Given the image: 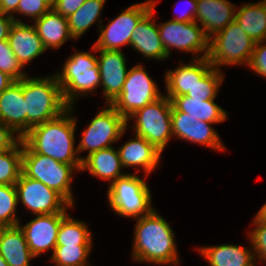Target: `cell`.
I'll list each match as a JSON object with an SVG mask.
<instances>
[{"mask_svg": "<svg viewBox=\"0 0 266 266\" xmlns=\"http://www.w3.org/2000/svg\"><path fill=\"white\" fill-rule=\"evenodd\" d=\"M70 106L58 117L31 128L22 140L35 152L49 156L56 161L73 165L81 171L82 157L75 148L76 118L70 115Z\"/></svg>", "mask_w": 266, "mask_h": 266, "instance_id": "cell-1", "label": "cell"}, {"mask_svg": "<svg viewBox=\"0 0 266 266\" xmlns=\"http://www.w3.org/2000/svg\"><path fill=\"white\" fill-rule=\"evenodd\" d=\"M136 220L133 260L157 265L179 264L175 233L169 223L157 214L156 209Z\"/></svg>", "mask_w": 266, "mask_h": 266, "instance_id": "cell-2", "label": "cell"}, {"mask_svg": "<svg viewBox=\"0 0 266 266\" xmlns=\"http://www.w3.org/2000/svg\"><path fill=\"white\" fill-rule=\"evenodd\" d=\"M26 133L33 127L54 119L70 106L65 102L56 75L23 78Z\"/></svg>", "mask_w": 266, "mask_h": 266, "instance_id": "cell-3", "label": "cell"}, {"mask_svg": "<svg viewBox=\"0 0 266 266\" xmlns=\"http://www.w3.org/2000/svg\"><path fill=\"white\" fill-rule=\"evenodd\" d=\"M55 75L69 106L74 105L76 97L94 92L101 83L98 58L91 52H75L64 63L62 72Z\"/></svg>", "mask_w": 266, "mask_h": 266, "instance_id": "cell-4", "label": "cell"}, {"mask_svg": "<svg viewBox=\"0 0 266 266\" xmlns=\"http://www.w3.org/2000/svg\"><path fill=\"white\" fill-rule=\"evenodd\" d=\"M77 170L73 165L56 161L55 159L35 153L24 141L22 152V173L41 181L49 188L61 194L72 206L74 199L71 190L73 174Z\"/></svg>", "mask_w": 266, "mask_h": 266, "instance_id": "cell-5", "label": "cell"}, {"mask_svg": "<svg viewBox=\"0 0 266 266\" xmlns=\"http://www.w3.org/2000/svg\"><path fill=\"white\" fill-rule=\"evenodd\" d=\"M255 44L234 20L209 38L207 59L212 67L218 70H221L222 65L246 64L245 66H249Z\"/></svg>", "mask_w": 266, "mask_h": 266, "instance_id": "cell-6", "label": "cell"}, {"mask_svg": "<svg viewBox=\"0 0 266 266\" xmlns=\"http://www.w3.org/2000/svg\"><path fill=\"white\" fill-rule=\"evenodd\" d=\"M147 182L136 173L125 174L109 184L107 197L109 205L119 216L140 218L149 214L152 196Z\"/></svg>", "mask_w": 266, "mask_h": 266, "instance_id": "cell-7", "label": "cell"}, {"mask_svg": "<svg viewBox=\"0 0 266 266\" xmlns=\"http://www.w3.org/2000/svg\"><path fill=\"white\" fill-rule=\"evenodd\" d=\"M172 102L162 95L154 102L136 110L127 119V126L130 119H136L134 130L137 136L144 137L153 144L159 151L163 152L172 134L171 124Z\"/></svg>", "mask_w": 266, "mask_h": 266, "instance_id": "cell-8", "label": "cell"}, {"mask_svg": "<svg viewBox=\"0 0 266 266\" xmlns=\"http://www.w3.org/2000/svg\"><path fill=\"white\" fill-rule=\"evenodd\" d=\"M162 95L144 66L138 64L129 69L121 93L111 105L127 120L136 110Z\"/></svg>", "mask_w": 266, "mask_h": 266, "instance_id": "cell-9", "label": "cell"}, {"mask_svg": "<svg viewBox=\"0 0 266 266\" xmlns=\"http://www.w3.org/2000/svg\"><path fill=\"white\" fill-rule=\"evenodd\" d=\"M91 120L82 132V138L77 145V151L88 150V154L104 148L112 147L111 143L119 140L127 128V120L121 116L111 104H107Z\"/></svg>", "mask_w": 266, "mask_h": 266, "instance_id": "cell-10", "label": "cell"}, {"mask_svg": "<svg viewBox=\"0 0 266 266\" xmlns=\"http://www.w3.org/2000/svg\"><path fill=\"white\" fill-rule=\"evenodd\" d=\"M153 1L132 4L107 25L102 26L100 19L99 38L93 44L96 49L120 51L124 45H130L131 35L139 21L152 9Z\"/></svg>", "mask_w": 266, "mask_h": 266, "instance_id": "cell-11", "label": "cell"}, {"mask_svg": "<svg viewBox=\"0 0 266 266\" xmlns=\"http://www.w3.org/2000/svg\"><path fill=\"white\" fill-rule=\"evenodd\" d=\"M157 27L168 57L171 53L170 48H175L186 53L192 52L193 55L203 52L202 58L208 56L209 38L196 21L176 22L169 20L163 24L157 23Z\"/></svg>", "mask_w": 266, "mask_h": 266, "instance_id": "cell-12", "label": "cell"}, {"mask_svg": "<svg viewBox=\"0 0 266 266\" xmlns=\"http://www.w3.org/2000/svg\"><path fill=\"white\" fill-rule=\"evenodd\" d=\"M18 202L35 215L67 213L73 207L61 194L39 180L26 177L21 173L15 183Z\"/></svg>", "mask_w": 266, "mask_h": 266, "instance_id": "cell-13", "label": "cell"}, {"mask_svg": "<svg viewBox=\"0 0 266 266\" xmlns=\"http://www.w3.org/2000/svg\"><path fill=\"white\" fill-rule=\"evenodd\" d=\"M67 215L68 213L36 215L24 226H21V223L18 224L35 258L46 250L54 251L59 226Z\"/></svg>", "mask_w": 266, "mask_h": 266, "instance_id": "cell-14", "label": "cell"}, {"mask_svg": "<svg viewBox=\"0 0 266 266\" xmlns=\"http://www.w3.org/2000/svg\"><path fill=\"white\" fill-rule=\"evenodd\" d=\"M93 51L100 53L98 67L101 77L100 86L102 85L103 87L105 102L112 104L120 95L129 71L126 67L125 56L121 50L96 49L94 45L91 49L92 53Z\"/></svg>", "mask_w": 266, "mask_h": 266, "instance_id": "cell-15", "label": "cell"}, {"mask_svg": "<svg viewBox=\"0 0 266 266\" xmlns=\"http://www.w3.org/2000/svg\"><path fill=\"white\" fill-rule=\"evenodd\" d=\"M192 63L178 65L174 71L165 73V88L167 97H178L187 95L189 90L198 82L211 68L212 65L207 57L196 55Z\"/></svg>", "mask_w": 266, "mask_h": 266, "instance_id": "cell-16", "label": "cell"}, {"mask_svg": "<svg viewBox=\"0 0 266 266\" xmlns=\"http://www.w3.org/2000/svg\"><path fill=\"white\" fill-rule=\"evenodd\" d=\"M152 1V9L139 21L131 35L130 46L148 59L164 60L168 55L161 42L157 24L154 22V8L158 1Z\"/></svg>", "mask_w": 266, "mask_h": 266, "instance_id": "cell-17", "label": "cell"}, {"mask_svg": "<svg viewBox=\"0 0 266 266\" xmlns=\"http://www.w3.org/2000/svg\"><path fill=\"white\" fill-rule=\"evenodd\" d=\"M0 121L21 138L26 134L23 78L12 83L0 94Z\"/></svg>", "mask_w": 266, "mask_h": 266, "instance_id": "cell-18", "label": "cell"}, {"mask_svg": "<svg viewBox=\"0 0 266 266\" xmlns=\"http://www.w3.org/2000/svg\"><path fill=\"white\" fill-rule=\"evenodd\" d=\"M236 8L228 0H197L196 22L210 38L235 20Z\"/></svg>", "mask_w": 266, "mask_h": 266, "instance_id": "cell-19", "label": "cell"}, {"mask_svg": "<svg viewBox=\"0 0 266 266\" xmlns=\"http://www.w3.org/2000/svg\"><path fill=\"white\" fill-rule=\"evenodd\" d=\"M7 40L23 67L47 50L33 24L14 22Z\"/></svg>", "mask_w": 266, "mask_h": 266, "instance_id": "cell-20", "label": "cell"}, {"mask_svg": "<svg viewBox=\"0 0 266 266\" xmlns=\"http://www.w3.org/2000/svg\"><path fill=\"white\" fill-rule=\"evenodd\" d=\"M123 167H137L143 169L145 178L151 173L160 162L161 151L144 137L135 134L131 139L118 149Z\"/></svg>", "mask_w": 266, "mask_h": 266, "instance_id": "cell-21", "label": "cell"}, {"mask_svg": "<svg viewBox=\"0 0 266 266\" xmlns=\"http://www.w3.org/2000/svg\"><path fill=\"white\" fill-rule=\"evenodd\" d=\"M122 168L119 152L113 146L82 157L81 171L88 169L91 175L102 180H109L111 184L119 177L127 174L121 172Z\"/></svg>", "mask_w": 266, "mask_h": 266, "instance_id": "cell-22", "label": "cell"}, {"mask_svg": "<svg viewBox=\"0 0 266 266\" xmlns=\"http://www.w3.org/2000/svg\"><path fill=\"white\" fill-rule=\"evenodd\" d=\"M0 254L9 266H30L35 257L19 226L0 227Z\"/></svg>", "mask_w": 266, "mask_h": 266, "instance_id": "cell-23", "label": "cell"}, {"mask_svg": "<svg viewBox=\"0 0 266 266\" xmlns=\"http://www.w3.org/2000/svg\"><path fill=\"white\" fill-rule=\"evenodd\" d=\"M210 266H255L253 248L234 244H221L197 248Z\"/></svg>", "mask_w": 266, "mask_h": 266, "instance_id": "cell-24", "label": "cell"}, {"mask_svg": "<svg viewBox=\"0 0 266 266\" xmlns=\"http://www.w3.org/2000/svg\"><path fill=\"white\" fill-rule=\"evenodd\" d=\"M33 22L46 49H58L68 39L74 40L69 31L67 17L57 13L53 8Z\"/></svg>", "mask_w": 266, "mask_h": 266, "instance_id": "cell-25", "label": "cell"}, {"mask_svg": "<svg viewBox=\"0 0 266 266\" xmlns=\"http://www.w3.org/2000/svg\"><path fill=\"white\" fill-rule=\"evenodd\" d=\"M172 105L187 116L207 123H221L227 117V112L217 105L214 100L191 98L186 95L168 97Z\"/></svg>", "mask_w": 266, "mask_h": 266, "instance_id": "cell-26", "label": "cell"}, {"mask_svg": "<svg viewBox=\"0 0 266 266\" xmlns=\"http://www.w3.org/2000/svg\"><path fill=\"white\" fill-rule=\"evenodd\" d=\"M235 20L255 43L266 41V0L236 8Z\"/></svg>", "mask_w": 266, "mask_h": 266, "instance_id": "cell-27", "label": "cell"}, {"mask_svg": "<svg viewBox=\"0 0 266 266\" xmlns=\"http://www.w3.org/2000/svg\"><path fill=\"white\" fill-rule=\"evenodd\" d=\"M105 2L106 0H86L77 11L67 17L69 31L74 40L99 20Z\"/></svg>", "mask_w": 266, "mask_h": 266, "instance_id": "cell-28", "label": "cell"}, {"mask_svg": "<svg viewBox=\"0 0 266 266\" xmlns=\"http://www.w3.org/2000/svg\"><path fill=\"white\" fill-rule=\"evenodd\" d=\"M91 232L82 221L68 214L62 221L57 233L56 246L92 245Z\"/></svg>", "mask_w": 266, "mask_h": 266, "instance_id": "cell-29", "label": "cell"}, {"mask_svg": "<svg viewBox=\"0 0 266 266\" xmlns=\"http://www.w3.org/2000/svg\"><path fill=\"white\" fill-rule=\"evenodd\" d=\"M23 140L0 152V185H15L22 173Z\"/></svg>", "mask_w": 266, "mask_h": 266, "instance_id": "cell-30", "label": "cell"}, {"mask_svg": "<svg viewBox=\"0 0 266 266\" xmlns=\"http://www.w3.org/2000/svg\"><path fill=\"white\" fill-rule=\"evenodd\" d=\"M91 249L92 245L55 246L50 259L55 266H90L87 257Z\"/></svg>", "mask_w": 266, "mask_h": 266, "instance_id": "cell-31", "label": "cell"}, {"mask_svg": "<svg viewBox=\"0 0 266 266\" xmlns=\"http://www.w3.org/2000/svg\"><path fill=\"white\" fill-rule=\"evenodd\" d=\"M223 79V72L212 67L198 82L195 83L186 96L203 99L204 101L214 100Z\"/></svg>", "mask_w": 266, "mask_h": 266, "instance_id": "cell-32", "label": "cell"}, {"mask_svg": "<svg viewBox=\"0 0 266 266\" xmlns=\"http://www.w3.org/2000/svg\"><path fill=\"white\" fill-rule=\"evenodd\" d=\"M18 203L15 185H0V227L18 226L20 223L16 217Z\"/></svg>", "mask_w": 266, "mask_h": 266, "instance_id": "cell-33", "label": "cell"}, {"mask_svg": "<svg viewBox=\"0 0 266 266\" xmlns=\"http://www.w3.org/2000/svg\"><path fill=\"white\" fill-rule=\"evenodd\" d=\"M211 124L217 123H207L198 120V122L191 124L189 127V142L204 145L216 151L226 150L217 131Z\"/></svg>", "mask_w": 266, "mask_h": 266, "instance_id": "cell-34", "label": "cell"}, {"mask_svg": "<svg viewBox=\"0 0 266 266\" xmlns=\"http://www.w3.org/2000/svg\"><path fill=\"white\" fill-rule=\"evenodd\" d=\"M24 67L15 57L8 40L0 41V71L8 74L15 81H20L27 77V73L22 71Z\"/></svg>", "mask_w": 266, "mask_h": 266, "instance_id": "cell-35", "label": "cell"}, {"mask_svg": "<svg viewBox=\"0 0 266 266\" xmlns=\"http://www.w3.org/2000/svg\"><path fill=\"white\" fill-rule=\"evenodd\" d=\"M254 218L252 223L256 226L249 233V240L251 241L256 259L264 262L266 261V221L258 214Z\"/></svg>", "mask_w": 266, "mask_h": 266, "instance_id": "cell-36", "label": "cell"}, {"mask_svg": "<svg viewBox=\"0 0 266 266\" xmlns=\"http://www.w3.org/2000/svg\"><path fill=\"white\" fill-rule=\"evenodd\" d=\"M196 122H198L197 119L187 116V113L178 111L172 105L171 124L173 136L189 141V127Z\"/></svg>", "mask_w": 266, "mask_h": 266, "instance_id": "cell-37", "label": "cell"}, {"mask_svg": "<svg viewBox=\"0 0 266 266\" xmlns=\"http://www.w3.org/2000/svg\"><path fill=\"white\" fill-rule=\"evenodd\" d=\"M51 8L52 4L48 0H20L15 13L36 20Z\"/></svg>", "mask_w": 266, "mask_h": 266, "instance_id": "cell-38", "label": "cell"}, {"mask_svg": "<svg viewBox=\"0 0 266 266\" xmlns=\"http://www.w3.org/2000/svg\"><path fill=\"white\" fill-rule=\"evenodd\" d=\"M265 40L255 44L249 68L266 78V44Z\"/></svg>", "mask_w": 266, "mask_h": 266, "instance_id": "cell-39", "label": "cell"}, {"mask_svg": "<svg viewBox=\"0 0 266 266\" xmlns=\"http://www.w3.org/2000/svg\"><path fill=\"white\" fill-rule=\"evenodd\" d=\"M0 121V152L13 148L22 138Z\"/></svg>", "mask_w": 266, "mask_h": 266, "instance_id": "cell-40", "label": "cell"}, {"mask_svg": "<svg viewBox=\"0 0 266 266\" xmlns=\"http://www.w3.org/2000/svg\"><path fill=\"white\" fill-rule=\"evenodd\" d=\"M86 0H55L52 8L64 17L77 11Z\"/></svg>", "mask_w": 266, "mask_h": 266, "instance_id": "cell-41", "label": "cell"}, {"mask_svg": "<svg viewBox=\"0 0 266 266\" xmlns=\"http://www.w3.org/2000/svg\"><path fill=\"white\" fill-rule=\"evenodd\" d=\"M189 9L182 12L181 15H177L175 18L170 20L176 22H195L196 21V11H197V0H187ZM175 9V8H174Z\"/></svg>", "mask_w": 266, "mask_h": 266, "instance_id": "cell-42", "label": "cell"}, {"mask_svg": "<svg viewBox=\"0 0 266 266\" xmlns=\"http://www.w3.org/2000/svg\"><path fill=\"white\" fill-rule=\"evenodd\" d=\"M13 23L12 16L0 13V41L7 40Z\"/></svg>", "mask_w": 266, "mask_h": 266, "instance_id": "cell-43", "label": "cell"}, {"mask_svg": "<svg viewBox=\"0 0 266 266\" xmlns=\"http://www.w3.org/2000/svg\"><path fill=\"white\" fill-rule=\"evenodd\" d=\"M20 0H1V13L13 17L14 22H22L13 16L17 11V6Z\"/></svg>", "mask_w": 266, "mask_h": 266, "instance_id": "cell-44", "label": "cell"}, {"mask_svg": "<svg viewBox=\"0 0 266 266\" xmlns=\"http://www.w3.org/2000/svg\"><path fill=\"white\" fill-rule=\"evenodd\" d=\"M14 82L12 77L0 71V94Z\"/></svg>", "mask_w": 266, "mask_h": 266, "instance_id": "cell-45", "label": "cell"}, {"mask_svg": "<svg viewBox=\"0 0 266 266\" xmlns=\"http://www.w3.org/2000/svg\"><path fill=\"white\" fill-rule=\"evenodd\" d=\"M257 214L266 221V203L261 207V209H259V211L257 212Z\"/></svg>", "mask_w": 266, "mask_h": 266, "instance_id": "cell-46", "label": "cell"}, {"mask_svg": "<svg viewBox=\"0 0 266 266\" xmlns=\"http://www.w3.org/2000/svg\"><path fill=\"white\" fill-rule=\"evenodd\" d=\"M0 266H9L0 254Z\"/></svg>", "mask_w": 266, "mask_h": 266, "instance_id": "cell-47", "label": "cell"}, {"mask_svg": "<svg viewBox=\"0 0 266 266\" xmlns=\"http://www.w3.org/2000/svg\"><path fill=\"white\" fill-rule=\"evenodd\" d=\"M48 1H49L51 4H53L55 0H48Z\"/></svg>", "mask_w": 266, "mask_h": 266, "instance_id": "cell-48", "label": "cell"}]
</instances>
